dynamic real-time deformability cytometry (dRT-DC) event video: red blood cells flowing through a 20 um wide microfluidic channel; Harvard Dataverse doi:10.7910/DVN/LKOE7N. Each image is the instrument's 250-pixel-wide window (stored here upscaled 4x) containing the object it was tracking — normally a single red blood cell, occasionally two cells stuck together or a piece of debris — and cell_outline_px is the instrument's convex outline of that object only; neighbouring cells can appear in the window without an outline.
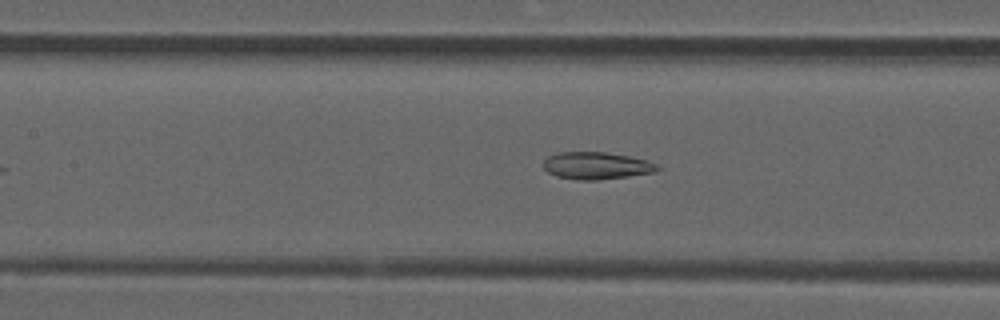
{"species": "common noctule bat (a hibernating species)", "species_latin": "Nyctalus noctula", "temperature_condition": "room temperature", "stored_images_in_passage": 49, "camera_frame_rate_fps": 3000, "um_per_image_px": 0.085, "animal": {"sex": "male", "forearm_length_mm": 52.5}, "frame": {"image": 1, "passage_image": 20, "time_ms": 6.333, "image_size_px": [1000, 320], "cell_outline_px": [[660, 168], [656, 172], [628, 176], [596, 180], [576, 180], [556, 176], [548, 172], [544, 168], [544, 160], [548, 156], [560, 152], [604, 152], [628, 156], [648, 160], [660, 164]], "centroid_in_image_um": [50.73, 14.08], "position_along_channel_um": 156.7, "area_um2": 18.15}}
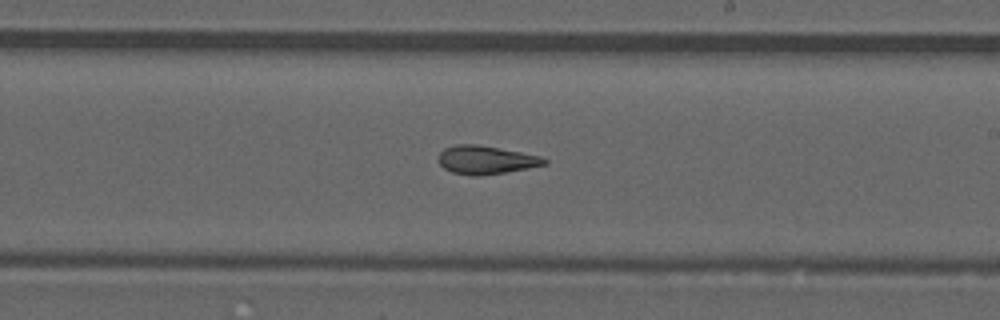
{"frame": {"image": 2, "passage_image": 27, "time_ms": 8.667, "image_size_px": [1000, 320], "cell_outline_px": [[548, 164], [504, 172], [476, 176], [472, 176], [452, 172], [444, 168], [440, 164], [436, 156], [444, 148], [456, 144], [476, 144], [520, 152], [540, 156], [548, 160]], "centroid_in_image_um": [41.26, 13.58], "position_along_channel_um": 247.7, "area_um2": 17.4}}
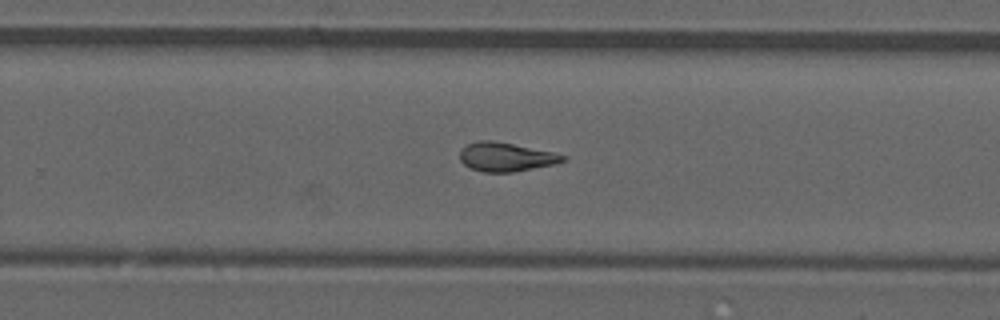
{"frame": {"image": 3, "passage_image": 30, "time_ms": 9.667, "image_size_px": [1000, 320], "cell_outline_px": [[568, 160], [556, 164], [512, 172], [484, 172], [468, 168], [460, 160], [460, 152], [468, 144], [480, 140], [492, 140], [552, 152], [568, 156]], "centroid_in_image_um": [43.03, 13.35], "position_along_channel_um": 286.8, "area_um2": 17.28}, "authors_computed_cell_mechanics": {"area_um2": 18.1492, "velocity_mm_per_s": 3.9131, "shape_relaxation_time_tau1_ms": null, "shape_relaxation_time_tau2_ms": 5.2868, "deformation_change_tau1": null, "deformation_change_tau2": 0.144}}